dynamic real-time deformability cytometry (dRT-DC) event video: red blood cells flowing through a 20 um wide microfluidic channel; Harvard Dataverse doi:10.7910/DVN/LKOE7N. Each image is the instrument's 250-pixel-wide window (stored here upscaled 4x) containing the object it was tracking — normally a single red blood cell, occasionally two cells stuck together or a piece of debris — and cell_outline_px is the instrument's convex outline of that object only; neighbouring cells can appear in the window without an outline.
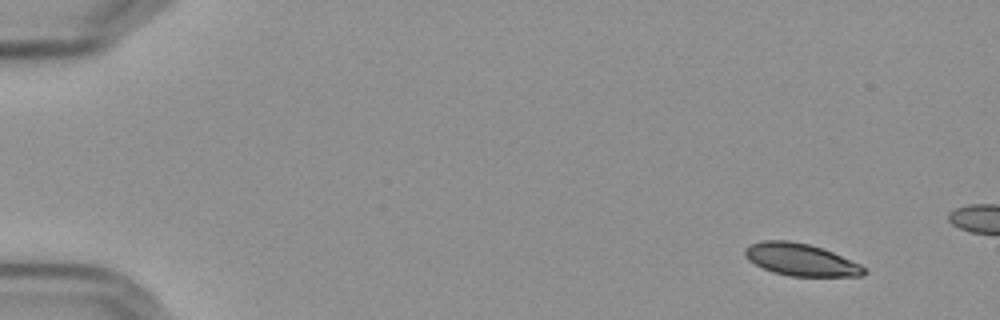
{"species": "Egyptian fruit bat (a non-hibernating species)", "species_latin": "Rousettus aegyptiacus", "temperature_condition": "cold", "stored_images_in_passage": 16, "camera_frame_rate_fps": 3000, "um_per_image_px": 0.085, "frame": {"image": 1, "passage_image": 5, "time_ms": 1.333, "image_size_px": [1000, 320], "cell_outline_px": [[868, 272], [864, 276], [792, 276], [772, 272], [748, 260], [744, 256], [744, 248], [748, 244], [764, 240], [788, 240], [808, 244], [832, 252], [860, 264]], "centroid_in_image_um": [68.04, 22.07], "position_along_channel_um": 17.0, "area_um2": 22.31}}